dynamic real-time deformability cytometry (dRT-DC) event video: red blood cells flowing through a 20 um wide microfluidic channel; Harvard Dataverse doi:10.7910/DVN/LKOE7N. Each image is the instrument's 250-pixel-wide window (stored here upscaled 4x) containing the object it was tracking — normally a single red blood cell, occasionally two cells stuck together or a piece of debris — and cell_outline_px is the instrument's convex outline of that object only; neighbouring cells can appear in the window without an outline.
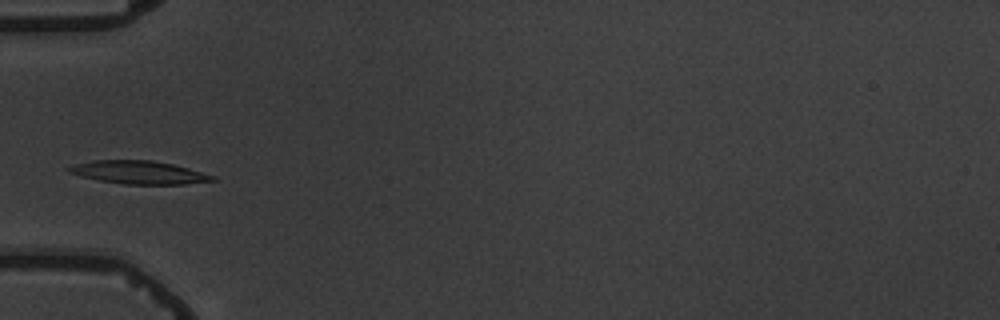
{"species": "common noctule bat (a hibernating species)", "species_latin": "Nyctalus noctula", "temperature_condition": "warm", "stored_images_in_passage": 3, "camera_frame_rate_fps": 3000, "um_per_image_px": 0.085, "animal": {"sex": "male", "body_mass_g": 19.5, "forearm_length_mm": 54.6}, "frame": {"image": 1, "passage_image": 3, "time_ms": 2.333, "image_size_px": [1000, 320], "cell_outline_px": [[220, 180], [184, 184], [124, 184], [100, 180], [80, 176], [68, 172], [64, 168], [76, 164], [92, 160], [152, 160], [172, 164], [188, 168], [216, 176]], "centroid_in_image_um": [11.82, 14.65], "position_along_channel_um": 73.2, "area_um2": 19.36}}